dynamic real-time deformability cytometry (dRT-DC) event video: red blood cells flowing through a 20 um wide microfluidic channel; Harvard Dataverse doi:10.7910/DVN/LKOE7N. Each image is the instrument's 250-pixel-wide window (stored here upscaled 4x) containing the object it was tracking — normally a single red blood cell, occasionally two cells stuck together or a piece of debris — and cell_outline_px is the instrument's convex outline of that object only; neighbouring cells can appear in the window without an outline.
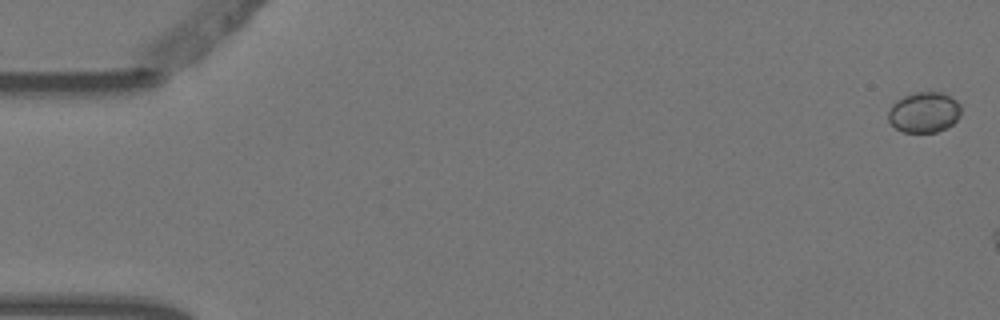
{"species": "Egyptian fruit bat (a non-hibernating species)", "species_latin": "Rousettus aegyptiacus", "temperature_condition": "warm", "stored_images_in_passage": 4, "camera_frame_rate_fps": 3000, "um_per_image_px": 0.085, "animal": {"sex": "female"}, "frame": {"image": 1, "passage_image": 1, "time_ms": 0.0, "image_size_px": [1000, 320], "cell_outline_px": [[960, 116], [952, 124], [936, 132], [904, 132], [896, 128], [888, 120], [888, 112], [892, 104], [896, 100], [912, 92], [928, 88], [944, 92], [956, 100], [960, 104]], "centroid_in_image_um": [78.55, 9.48], "position_along_channel_um": 6.4, "area_um2": 17.69}}